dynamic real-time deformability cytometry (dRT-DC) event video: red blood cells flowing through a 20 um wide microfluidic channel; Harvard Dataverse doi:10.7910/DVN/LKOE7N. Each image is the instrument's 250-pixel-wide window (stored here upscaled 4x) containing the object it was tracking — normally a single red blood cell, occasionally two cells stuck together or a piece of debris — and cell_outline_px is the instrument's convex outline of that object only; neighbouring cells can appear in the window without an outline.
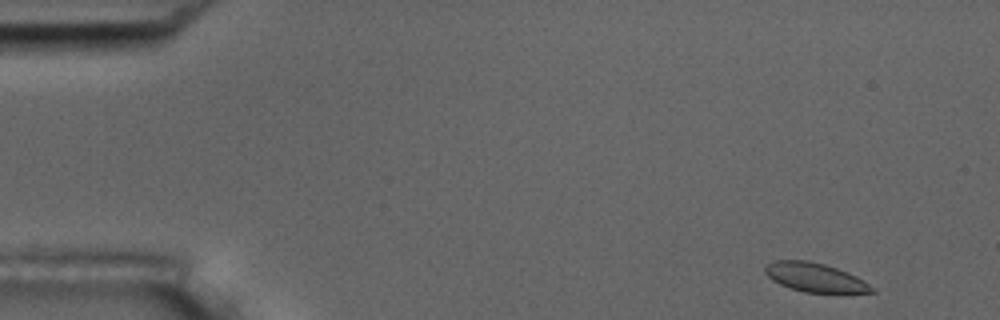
{"species": "common noctule bat (a hibernating species)", "species_latin": "Nyctalus noctula", "temperature_condition": "room temperature", "stored_images_in_passage": 55, "camera_frame_rate_fps": 3000, "um_per_image_px": 0.085, "animal": {"sex": "male", "body_mass_g": 17.5, "forearm_length_mm": 52.3}, "frame": {"image": 1, "passage_image": 2, "time_ms": 0.333, "image_size_px": [1000, 320], "cell_outline_px": [[876, 292], [804, 292], [780, 284], [772, 280], [764, 272], [764, 268], [772, 260], [808, 260], [824, 264], [836, 268], [856, 276], [876, 288]], "centroid_in_image_um": [69.26, 23.57], "position_along_channel_um": 15.7, "area_um2": 17.8}}
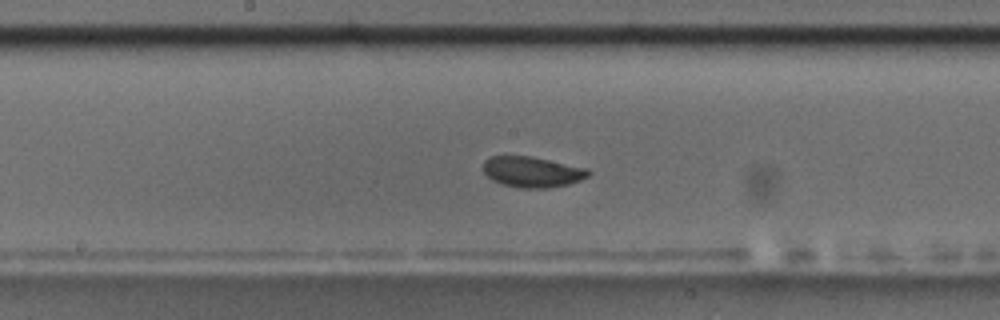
{"frame": {"image": 2, "passage_image": 27, "time_ms": 8.667, "image_size_px": [1000, 320], "cell_outline_px": [[592, 172], [588, 176], [580, 180], [568, 184], [548, 188], [520, 188], [504, 184], [492, 180], [484, 172], [484, 160], [492, 156], [528, 156], [588, 168]], "centroid_in_image_um": [45.25, 14.61], "position_along_channel_um": 202.9, "area_um2": 18.61}}
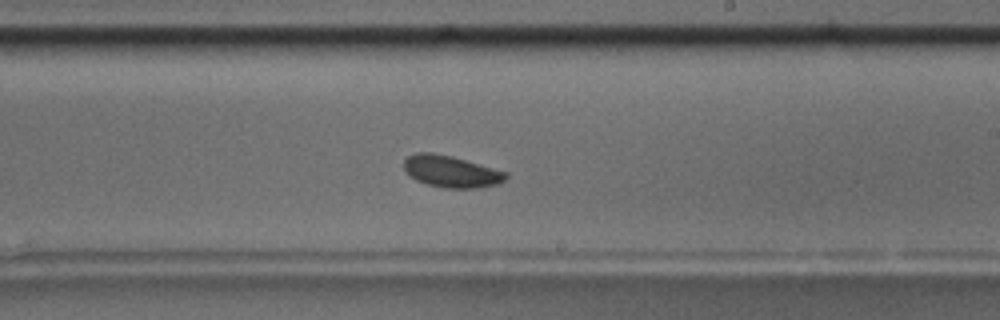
{"frame": {"image": 3, "passage_image": 31, "time_ms": 10.0, "image_size_px": [1000, 320], "cell_outline_px": [[508, 176], [504, 180], [496, 184], [476, 188], [444, 188], [428, 184], [416, 180], [404, 168], [404, 160], [408, 156], [416, 152], [432, 152], [452, 156], [508, 172]], "centroid_in_image_um": [38.36, 14.56], "position_along_channel_um": 250.6, "area_um2": 18.73}, "authors_computed_cell_mechanics": {"area_um2": 18.6694, "velocity_mm_per_s": 3.5808, "shape_relaxation_time_tau1_ms": 2.8596, "shape_relaxation_time_tau2_ms": null, "deformation_change_tau1": 0.1092, "deformation_change_tau2": null}}